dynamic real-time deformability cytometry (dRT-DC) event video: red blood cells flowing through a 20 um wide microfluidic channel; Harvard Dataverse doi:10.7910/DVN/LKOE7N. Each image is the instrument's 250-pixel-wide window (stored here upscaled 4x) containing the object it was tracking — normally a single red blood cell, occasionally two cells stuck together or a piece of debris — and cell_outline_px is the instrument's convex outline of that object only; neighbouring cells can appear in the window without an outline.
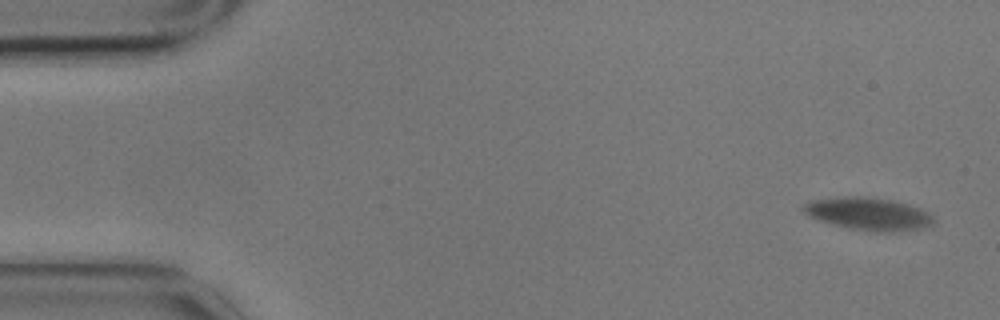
{"species": "common noctule bat (a hibernating species)", "species_latin": "Nyctalus noctula", "temperature_condition": "cold", "stored_images_in_passage": 10, "camera_frame_rate_fps": 3000, "um_per_image_px": 0.085, "animal": {"sex": "male", "body_mass_g": 17.9}, "frame": {"image": 1, "passage_image": 1, "time_ms": 0.0, "image_size_px": [1000, 320], "cell_outline_px": [[936, 220], [932, 224], [920, 228], [892, 232], [876, 232], [848, 228], [816, 220], [808, 216], [800, 208], [808, 200], [844, 196], [860, 196], [892, 200], [908, 204], [920, 208], [928, 212]], "centroid_in_image_um": [73.76, 18.17], "position_along_channel_um": 11.2, "area_um2": 24.97}}
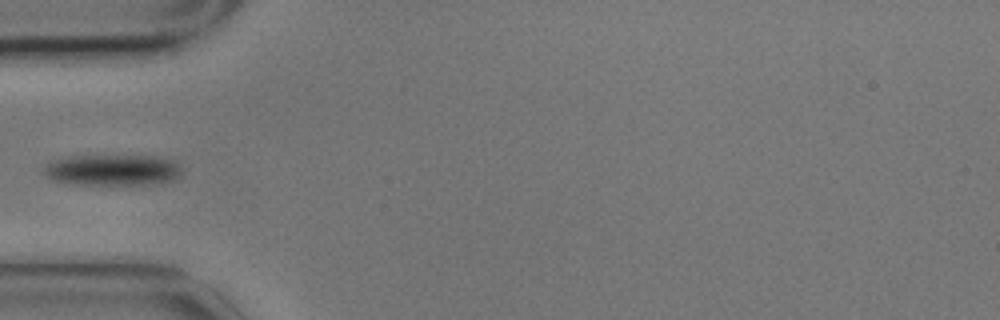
{"frame": {"image": 2, "passage_image": 5, "time_ms": 1.333, "image_size_px": [1000, 320], "cell_outline_px": [[180, 176], [176, 180], [152, 184], [72, 184], [48, 180], [44, 176], [40, 168], [44, 164], [52, 160], [68, 156], [156, 156], [172, 160], [180, 168]], "centroid_in_image_um": [9.45, 14.45], "position_along_channel_um": 75.5, "area_um2": 25.37}}